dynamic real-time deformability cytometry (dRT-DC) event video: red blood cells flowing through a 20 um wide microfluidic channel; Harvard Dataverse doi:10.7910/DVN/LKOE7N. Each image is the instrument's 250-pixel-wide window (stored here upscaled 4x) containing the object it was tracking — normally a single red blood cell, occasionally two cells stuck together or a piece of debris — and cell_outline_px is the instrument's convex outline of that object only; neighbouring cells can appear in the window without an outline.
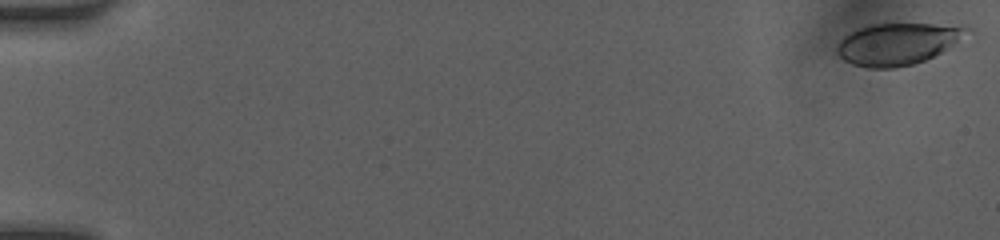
{"species": "human", "species_latin": "Homo sapiens", "temperature_condition": "room temperature", "stored_images_in_passage": 51, "camera_frame_rate_fps": 3000, "um_per_image_px": 0.085, "donor": {"sex": "female"}, "frame": {"image": 1, "passage_image": 1, "time_ms": 0.0, "image_size_px": [1000, 240], "cell_outline_px": [[972, 32], [940, 52], [924, 60], [912, 64], [896, 68], [868, 68], [852, 64], [844, 60], [836, 52], [836, 48], [840, 40], [844, 36], [868, 24], [964, 24], [972, 28]], "centroid_in_image_um": [76.33, 3.71], "position_along_channel_um": 8.7, "area_um2": 31.67}}
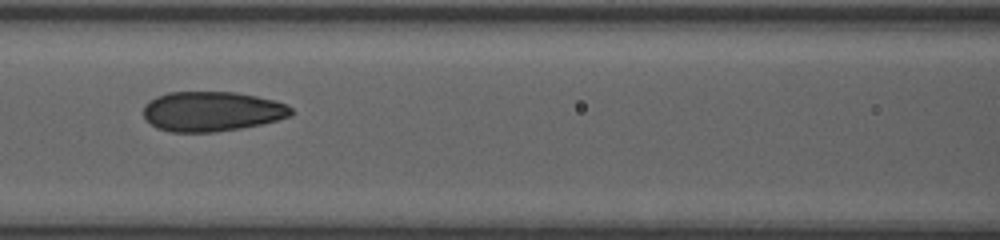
{"frame": {"image": 2, "passage_image": 24, "time_ms": 7.667, "image_size_px": [1000, 240], "cell_outline_px": [[296, 112], [292, 116], [260, 124], [240, 128], [212, 132], [172, 132], [156, 128], [144, 116], [144, 104], [148, 100], [156, 96], [168, 92], [236, 92], [276, 100], [288, 104]], "centroid_in_image_um": [18.04, 9.46], "position_along_channel_um": 148.6, "area_um2": 34.51}}
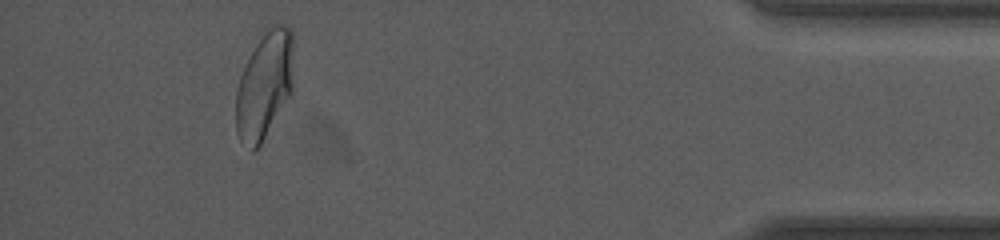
{"frame": {"image": 3, "passage_image": 47, "time_ms": 15.333, "image_size_px": [1000, 240], "cell_outline_px": [[292, 92], [256, 152], [252, 152], [240, 140], [236, 132], [236, 88], [240, 76], [264, 28], [268, 24], [288, 24], [292, 28]], "centroid_in_image_um": [22.47, 7.23], "position_along_channel_um": 412.7, "area_um2": 36.36}, "authors_computed_cell_mechanics": {"area_um2": 34.102, "velocity_mm_per_s": 4.1322, "shape_relaxation_time_tau1_ms": null, "shape_relaxation_time_tau2_ms": 0.7108, "deformation_change_tau1": null, "deformation_change_tau2": 0.0527}}